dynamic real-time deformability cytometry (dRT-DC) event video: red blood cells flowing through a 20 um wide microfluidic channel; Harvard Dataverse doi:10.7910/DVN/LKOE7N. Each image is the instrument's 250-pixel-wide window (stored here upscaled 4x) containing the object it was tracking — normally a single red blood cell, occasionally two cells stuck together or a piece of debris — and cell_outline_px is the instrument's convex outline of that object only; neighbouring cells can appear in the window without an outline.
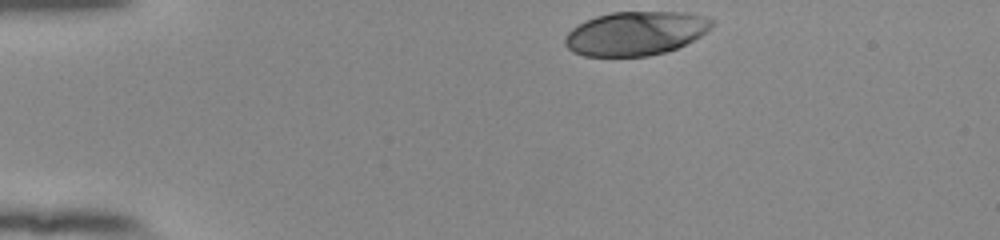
{"species": "human", "species_latin": "Homo sapiens", "temperature_condition": "room temperature", "stored_images_in_passage": 36, "camera_frame_rate_fps": 3000, "um_per_image_px": 0.085, "donor": {"sex": "female"}, "frame": {"image": 1, "passage_image": 1, "time_ms": 0.0, "image_size_px": [1000, 240], "cell_outline_px": [[712, 24], [700, 36], [676, 48], [664, 52], [648, 56], [584, 56], [572, 52], [564, 44], [564, 40], [568, 32], [572, 28], [584, 20], [596, 16], [612, 12], [684, 12], [700, 16], [712, 20]], "centroid_in_image_um": [53.95, 2.84], "position_along_channel_um": 31.1, "area_um2": 37.22}}
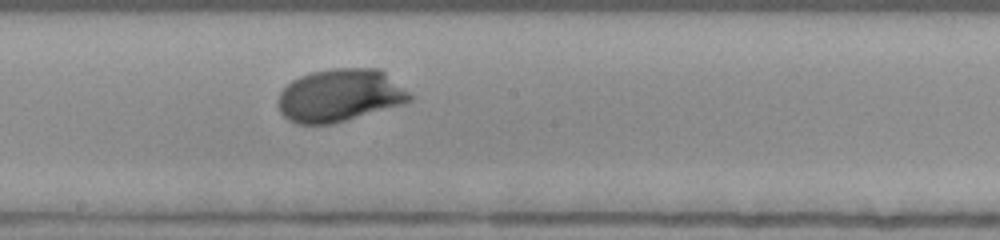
{"frame": {"image": 2, "passage_image": 21, "time_ms": 6.667, "image_size_px": [1000, 240], "cell_outline_px": [[412, 100], [400, 104], [332, 124], [296, 124], [288, 120], [280, 112], [276, 104], [276, 100], [280, 92], [292, 80], [300, 76], [312, 72], [332, 68], [380, 68], [408, 92], [412, 96]], "centroid_in_image_um": [28.82, 8.1], "position_along_channel_um": 219.4, "area_um2": 40.23}}
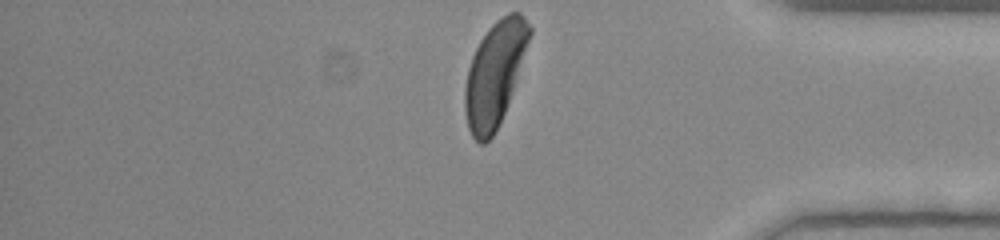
{"frame": {"image": 3, "passage_image": 36, "time_ms": 11.667, "image_size_px": [1000, 240], "cell_outline_px": [[532, 32], [504, 112], [492, 136], [484, 144], [480, 144], [472, 136], [468, 128], [464, 108], [464, 92], [468, 68], [472, 56], [480, 40], [488, 28], [496, 20], [508, 12], [520, 12], [524, 16], [532, 28]], "centroid_in_image_um": [42.03, 6.24], "position_along_channel_um": 393.2, "area_um2": 38.55}, "authors_computed_cell_mechanics": {"area_um2": 39.9109, "velocity_mm_per_s": 3.8471, "shape_relaxation_time_tau1_ms": 2.9509, "shape_relaxation_time_tau2_ms": null, "deformation_change_tau1": 0.2022, "deformation_change_tau2": null}}